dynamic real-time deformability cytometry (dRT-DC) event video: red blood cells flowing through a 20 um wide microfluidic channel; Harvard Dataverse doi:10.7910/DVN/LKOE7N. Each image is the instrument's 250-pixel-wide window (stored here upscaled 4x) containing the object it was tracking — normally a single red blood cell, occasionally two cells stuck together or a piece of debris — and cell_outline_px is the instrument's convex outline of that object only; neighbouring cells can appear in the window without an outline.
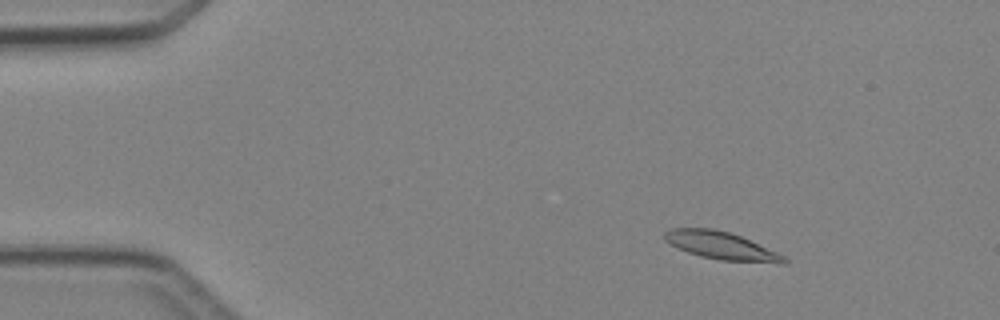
{"species": "Egyptian fruit bat (a non-hibernating species)", "species_latin": "Rousettus aegyptiacus", "temperature_condition": "cold", "stored_images_in_passage": 3, "camera_frame_rate_fps": 3000, "um_per_image_px": 0.085, "animal": {"sex": "female"}, "frame": {"image": 1, "passage_image": 2, "time_ms": 1.0, "image_size_px": [1000, 320], "cell_outline_px": [[788, 264], [780, 264], [720, 260], [700, 256], [688, 252], [668, 244], [664, 240], [664, 232], [668, 228], [712, 228], [728, 232], [740, 236], [776, 252], [784, 256], [788, 260]], "centroid_in_image_um": [61.28, 20.89], "position_along_channel_um": 23.7, "area_um2": 19.36}}